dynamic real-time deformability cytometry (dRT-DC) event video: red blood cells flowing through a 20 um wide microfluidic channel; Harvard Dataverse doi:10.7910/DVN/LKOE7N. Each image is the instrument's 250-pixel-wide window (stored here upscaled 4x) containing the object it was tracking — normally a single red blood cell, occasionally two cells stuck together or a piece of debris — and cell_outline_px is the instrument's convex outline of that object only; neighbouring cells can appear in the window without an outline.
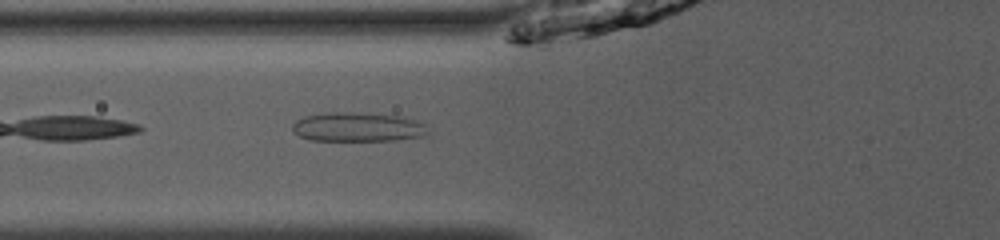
{"species": "common noctule bat (a hibernating species)", "species_latin": "Nyctalus noctula", "temperature_condition": "room temperature", "stored_images_in_passage": 9, "camera_frame_rate_fps": 3000, "um_per_image_px": 0.085, "animal": {"sex": "male", "body_mass_g": 13.0, "forearm_length_mm": 53.1}, "frame": {"image": 1, "passage_image": 3, "time_ms": 0.667, "image_size_px": [1000, 240], "cell_outline_px": [[428, 132], [420, 136], [396, 140], [308, 140], [300, 136], [292, 128], [292, 124], [296, 120], [304, 116], [332, 112], [352, 112], [396, 116], [412, 120], [424, 124]], "centroid_in_image_um": [30.33, 10.8], "position_along_channel_um": 95.5, "area_um2": 22.54}}